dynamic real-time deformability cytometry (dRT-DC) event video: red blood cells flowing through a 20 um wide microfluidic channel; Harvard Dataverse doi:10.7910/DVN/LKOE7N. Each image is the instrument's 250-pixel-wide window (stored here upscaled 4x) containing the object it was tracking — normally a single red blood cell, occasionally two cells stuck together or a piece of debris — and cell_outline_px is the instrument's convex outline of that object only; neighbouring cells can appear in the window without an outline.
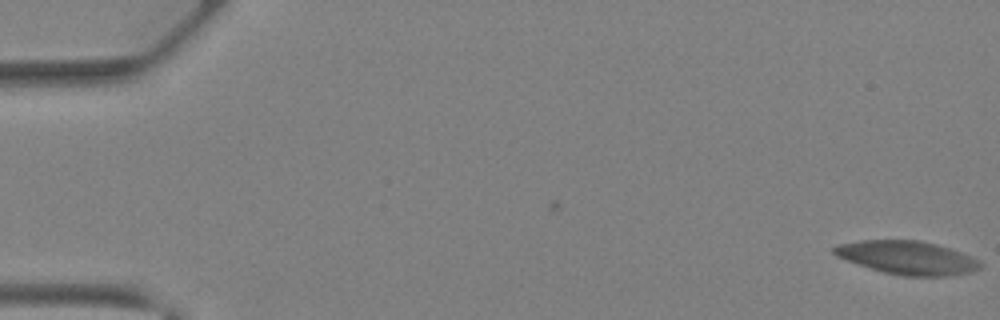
{"species": "Egyptian fruit bat (a non-hibernating species)", "species_latin": "Rousettus aegyptiacus", "temperature_condition": "warm", "stored_images_in_passage": 5, "camera_frame_rate_fps": 3000, "um_per_image_px": 0.085, "animal": {"sex": "female"}, "frame": {"image": 1, "passage_image": 5, "time_ms": 1.333, "image_size_px": [1000, 320], "cell_outline_px": [[984, 264], [980, 268], [972, 272], [948, 276], [904, 276], [884, 272], [836, 256], [832, 252], [832, 248], [836, 244], [860, 240], [920, 240], [936, 244], [960, 252], [980, 260]], "centroid_in_image_um": [77.15, 21.89], "position_along_channel_um": 7.9, "area_um2": 28.38}}